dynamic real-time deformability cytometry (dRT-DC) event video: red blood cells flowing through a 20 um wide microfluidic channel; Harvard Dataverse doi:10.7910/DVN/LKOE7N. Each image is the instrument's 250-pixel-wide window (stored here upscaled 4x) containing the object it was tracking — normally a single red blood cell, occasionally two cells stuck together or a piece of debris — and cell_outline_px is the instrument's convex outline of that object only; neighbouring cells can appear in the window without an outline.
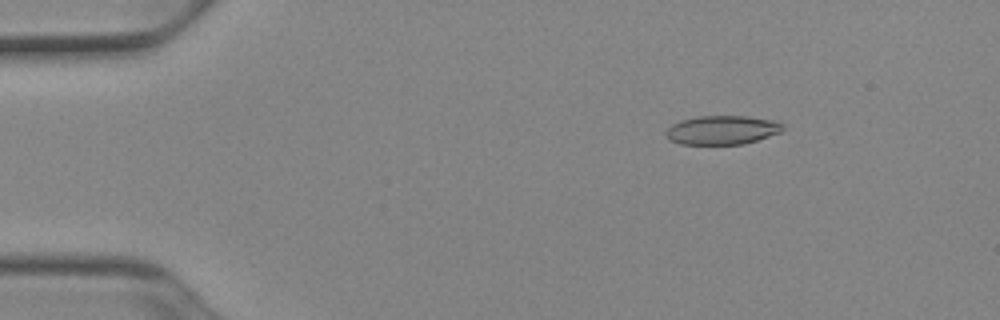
{"species": "Egyptian fruit bat (a non-hibernating species)", "species_latin": "Rousettus aegyptiacus", "temperature_condition": "cold", "stored_images_in_passage": 52, "camera_frame_rate_fps": 3000, "um_per_image_px": 0.085, "animal": {"sex": "female"}, "frame": {"image": 1, "passage_image": 8, "time_ms": 2.333, "image_size_px": [1000, 320], "cell_outline_px": [[784, 128], [780, 132], [744, 144], [680, 144], [668, 140], [664, 132], [672, 124], [680, 120], [696, 116], [748, 116], [776, 120], [784, 124]], "centroid_in_image_um": [61.36, 11.04], "position_along_channel_um": 23.6, "area_um2": 19.88}}
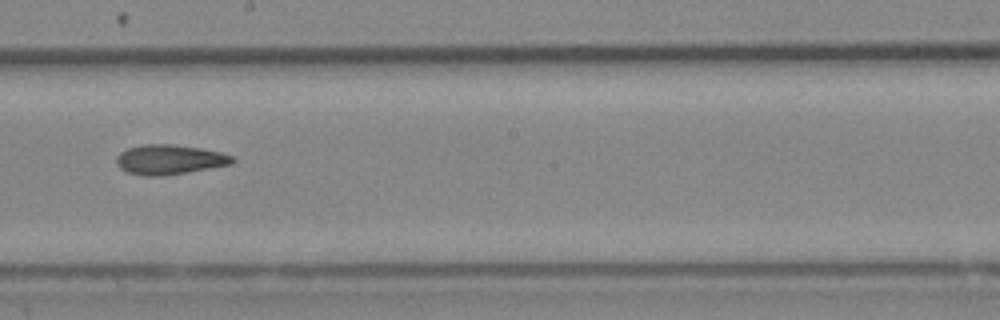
{"frame": {"image": 2, "passage_image": 30, "time_ms": 9.667, "image_size_px": [1000, 320], "cell_outline_px": [[236, 160], [232, 164], [160, 176], [144, 176], [128, 172], [120, 168], [116, 164], [116, 156], [120, 152], [128, 148], [144, 144], [172, 144], [200, 148], [220, 152], [232, 156]], "centroid_in_image_um": [14.37, 13.55], "position_along_channel_um": 233.8, "area_um2": 19.94}}
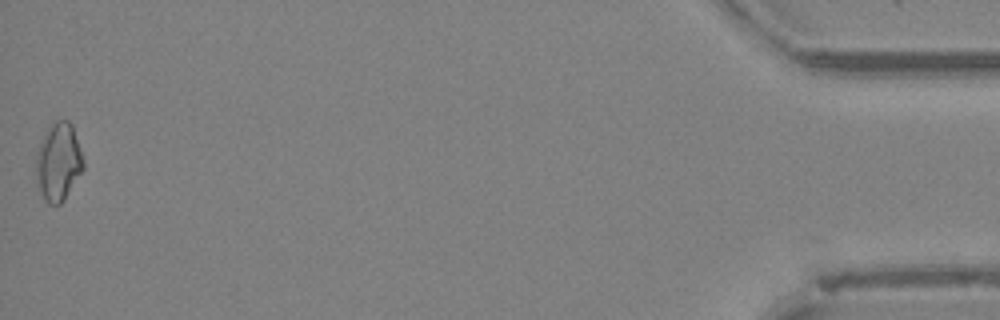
{"frame": {"image": 3, "passage_image": 52, "time_ms": 17.0, "image_size_px": [1000, 320], "cell_outline_px": [[84, 168], [64, 200], [60, 204], [48, 204], [44, 200], [40, 192], [36, 180], [36, 152], [40, 140], [52, 120], [68, 120], [72, 124], [84, 160]], "centroid_in_image_um": [4.95, 13.74], "position_along_channel_um": 430.3, "area_um2": 21.79}, "authors_computed_cell_mechanics": {"area_um2": 19.7387, "velocity_mm_per_s": 3.9271, "shape_relaxation_time_tau1_ms": null, "shape_relaxation_time_tau2_ms": 4.6381, "deformation_change_tau1": null, "deformation_change_tau2": 0.1226}}